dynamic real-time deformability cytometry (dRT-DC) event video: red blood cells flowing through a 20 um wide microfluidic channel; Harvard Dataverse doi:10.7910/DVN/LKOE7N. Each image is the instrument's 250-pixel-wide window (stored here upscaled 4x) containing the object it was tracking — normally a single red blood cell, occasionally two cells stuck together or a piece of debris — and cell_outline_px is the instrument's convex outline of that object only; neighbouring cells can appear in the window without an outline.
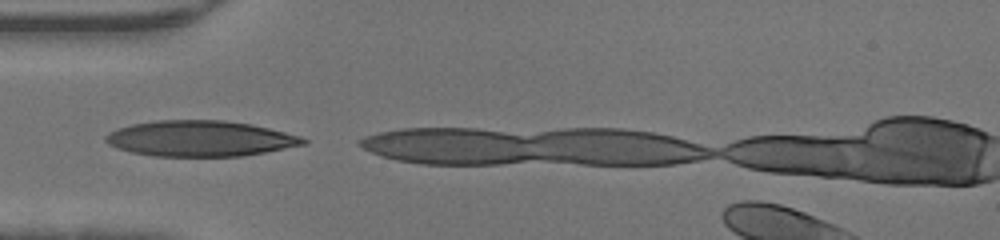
{"species": "human", "species_latin": "Homo sapiens", "temperature_condition": "warm", "stored_images_in_passage": 4, "camera_frame_rate_fps": 3000, "um_per_image_px": 0.085, "donor": {"sex": "male"}, "frame": {"image": 1, "passage_image": 1, "time_ms": 0.0, "image_size_px": [1000, 240], "cell_outline_px": [[308, 144], [244, 156], [152, 156], [132, 152], [116, 148], [108, 144], [104, 140], [104, 136], [108, 132], [116, 128], [132, 124], [156, 120], [224, 120], [252, 124], [300, 136], [308, 140]], "centroid_in_image_um": [16.99, 11.77], "position_along_channel_um": 68.0, "area_um2": 41.38}}